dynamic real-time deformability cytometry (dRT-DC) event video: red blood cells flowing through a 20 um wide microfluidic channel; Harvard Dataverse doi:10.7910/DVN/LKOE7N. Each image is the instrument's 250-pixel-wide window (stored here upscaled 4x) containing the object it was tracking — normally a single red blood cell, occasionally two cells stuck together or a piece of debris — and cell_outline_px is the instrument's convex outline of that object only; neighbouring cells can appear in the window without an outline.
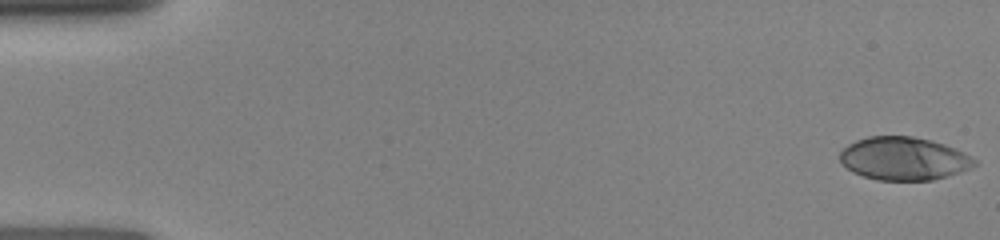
{"species": "human", "species_latin": "Homo sapiens", "temperature_condition": "room temperature", "stored_images_in_passage": 46, "camera_frame_rate_fps": 3000, "um_per_image_px": 0.085, "donor": {"sex": "female"}, "frame": {"image": 1, "passage_image": 1, "time_ms": 0.0, "image_size_px": [1000, 240], "cell_outline_px": [[976, 164], [960, 172], [932, 180], [876, 180], [852, 172], [840, 160], [840, 152], [848, 144], [856, 140], [868, 136], [912, 136], [932, 140], [956, 148], [964, 152], [976, 160]], "centroid_in_image_um": [76.81, 13.47], "position_along_channel_um": 8.2, "area_um2": 33.7}}
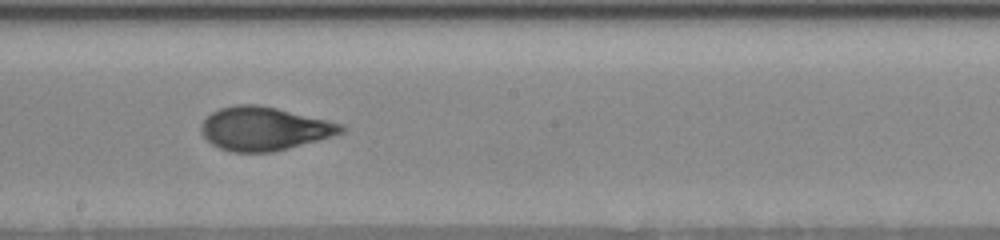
{"frame": {"image": 2, "passage_image": 25, "time_ms": 8.667, "image_size_px": [1000, 240], "cell_outline_px": [[348, 128], [344, 132], [320, 140], [272, 152], [232, 152], [220, 148], [212, 144], [200, 132], [200, 128], [204, 120], [212, 112], [220, 108], [236, 104], [256, 104], [276, 108], [344, 124]], "centroid_in_image_um": [22.47, 10.94], "position_along_channel_um": 225.7, "area_um2": 35.43}}
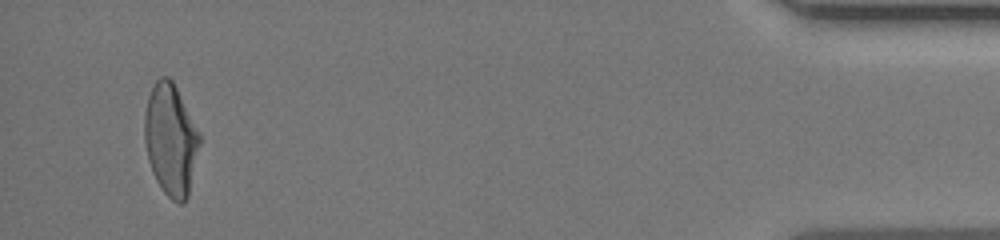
{"frame": {"image": 3, "passage_image": 44, "time_ms": 15.0, "image_size_px": [1000, 240], "cell_outline_px": [[200, 144], [188, 196], [180, 204], [172, 200], [164, 192], [156, 180], [152, 172], [148, 160], [144, 140], [144, 116], [148, 96], [156, 80], [160, 76], [168, 76], [172, 80], [200, 132]], "centroid_in_image_um": [14.5, 11.86], "position_along_channel_um": 420.7, "area_um2": 35.78}}